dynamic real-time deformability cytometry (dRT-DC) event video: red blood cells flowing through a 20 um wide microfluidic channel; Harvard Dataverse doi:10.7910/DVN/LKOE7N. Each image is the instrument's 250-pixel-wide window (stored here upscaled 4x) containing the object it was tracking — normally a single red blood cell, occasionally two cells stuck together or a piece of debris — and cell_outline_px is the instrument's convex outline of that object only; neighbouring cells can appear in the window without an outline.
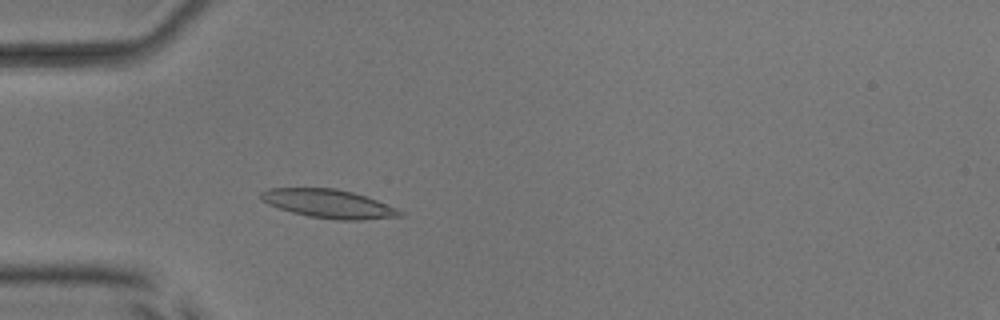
{"species": "common noctule bat (a hibernating species)", "species_latin": "Nyctalus noctula", "temperature_condition": "room temperature", "stored_images_in_passage": 51, "camera_frame_rate_fps": 3000, "um_per_image_px": 0.085, "animal": {"sex": "male", "body_mass_g": 17.9, "forearm_length_mm": 54.2}, "frame": {"image": 1, "passage_image": 14, "time_ms": 4.333, "image_size_px": [1000, 320], "cell_outline_px": [[404, 216], [364, 220], [336, 220], [308, 216], [292, 212], [268, 204], [260, 200], [260, 192], [268, 188], [336, 188], [352, 192], [376, 200], [396, 208], [404, 212]], "centroid_in_image_um": [27.93, 17.32], "position_along_channel_um": 57.1, "area_um2": 23.18}}
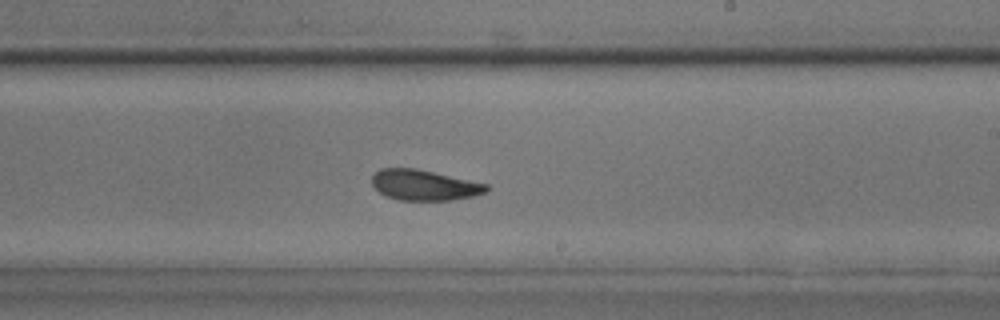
{"frame": {"image": 2, "passage_image": 30, "time_ms": 9.667, "image_size_px": [1000, 320], "cell_outline_px": [[492, 188], [488, 192], [476, 196], [452, 200], [400, 200], [384, 196], [372, 184], [372, 176], [380, 168], [416, 168], [488, 184]], "centroid_in_image_um": [36.11, 15.74], "position_along_channel_um": 252.9, "area_um2": 20.58}}
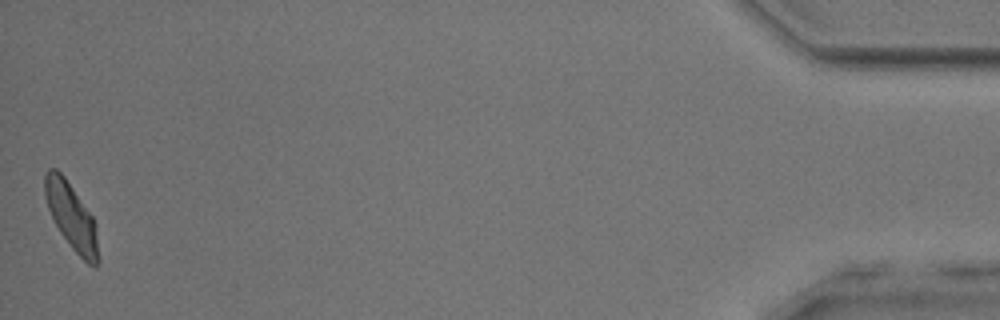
{"frame": {"image": 3, "passage_image": 51, "time_ms": 16.667, "image_size_px": [1000, 320], "cell_outline_px": [[100, 260], [96, 268], [88, 264], [72, 248], [60, 232], [48, 208], [44, 196], [44, 172], [48, 168], [56, 168], [64, 176], [92, 216], [96, 224]], "centroid_in_image_um": [6.08, 18.41], "position_along_channel_um": 429.1, "area_um2": 20.75}, "authors_computed_cell_mechanics": {"area_um2": 21.0392, "velocity_mm_per_s": 3.8165, "shape_relaxation_time_tau1_ms": 3.6392, "shape_relaxation_time_tau2_ms": 2.1832, "deformation_change_tau1": 0.1092, "deformation_change_tau2": 0.0749}}